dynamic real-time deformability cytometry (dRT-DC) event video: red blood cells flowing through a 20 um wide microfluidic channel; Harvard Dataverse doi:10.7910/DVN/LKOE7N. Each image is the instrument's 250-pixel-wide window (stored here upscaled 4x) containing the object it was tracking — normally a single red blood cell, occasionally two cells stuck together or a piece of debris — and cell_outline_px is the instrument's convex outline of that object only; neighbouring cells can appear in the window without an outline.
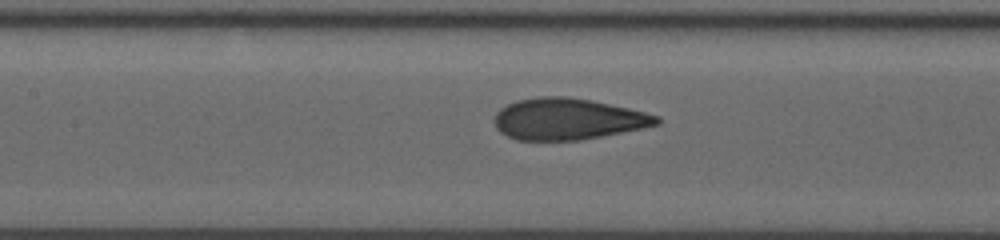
{"species": "human", "species_latin": "Homo sapiens", "temperature_condition": "room temperature", "stored_images_in_passage": 48, "camera_frame_rate_fps": 3000, "um_per_image_px": 0.085, "donor": {"sex": "male"}, "frame": {"image": 1, "passage_image": 26, "time_ms": 8.333, "image_size_px": [1000, 240], "cell_outline_px": [[660, 124], [644, 128], [580, 140], [516, 140], [500, 132], [496, 128], [492, 120], [496, 112], [500, 108], [516, 100], [536, 96], [568, 96], [592, 100], [628, 108], [660, 116]], "centroid_in_image_um": [48.23, 10.11], "position_along_channel_um": 159.2, "area_um2": 39.48}}
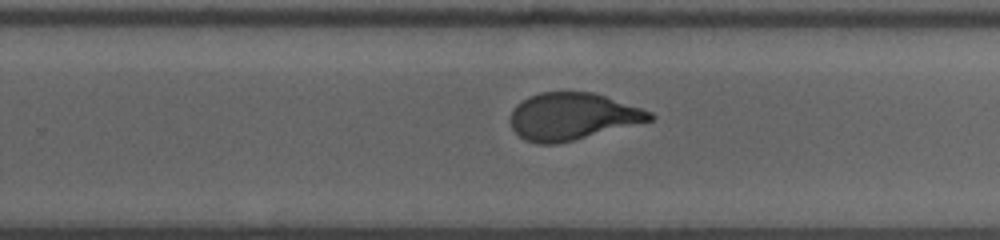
{"frame": {"image": 2, "passage_image": 36, "time_ms": 11.667, "image_size_px": [1000, 240], "cell_outline_px": [[656, 116], [652, 120], [556, 144], [536, 144], [524, 140], [512, 128], [508, 120], [512, 108], [516, 104], [528, 96], [540, 92], [592, 92], [652, 112]], "centroid_in_image_um": [48.57, 9.89], "position_along_channel_um": 281.2, "area_um2": 38.03}}
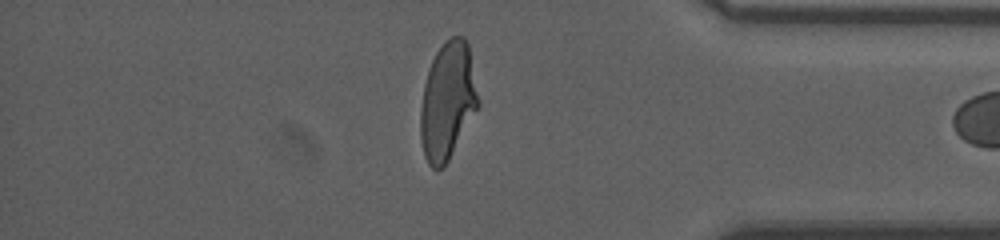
{"frame": {"image": 3, "passage_image": 47, "time_ms": 15.333, "image_size_px": [1000, 240], "cell_outline_px": [[480, 104], [444, 168], [436, 172], [428, 164], [424, 156], [420, 140], [420, 108], [424, 84], [428, 68], [436, 52], [452, 36], [464, 36], [468, 44]], "centroid_in_image_um": [38.03, 8.64], "position_along_channel_um": 397.2, "area_um2": 39.59}}